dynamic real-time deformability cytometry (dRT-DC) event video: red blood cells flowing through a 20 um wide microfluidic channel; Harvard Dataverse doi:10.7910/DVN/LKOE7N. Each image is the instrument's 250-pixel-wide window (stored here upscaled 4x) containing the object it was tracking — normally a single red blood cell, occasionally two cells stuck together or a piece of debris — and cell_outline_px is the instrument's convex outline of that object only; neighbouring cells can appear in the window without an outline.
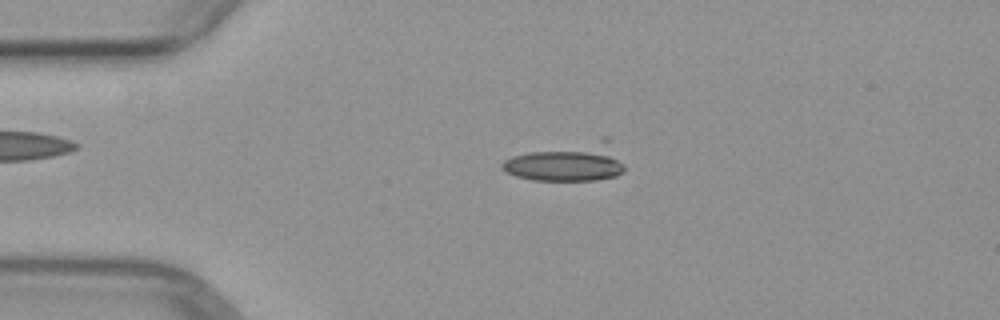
{"species": "common noctule bat (a hibernating species)", "species_latin": "Nyctalus noctula", "temperature_condition": "warm", "stored_images_in_passage": 2, "camera_frame_rate_fps": 3000, "um_per_image_px": 0.085, "animal": {"sex": "female", "body_mass_g": 29.2, "forearm_length_mm": 56.3}, "frame": {"image": 1, "passage_image": 1, "time_ms": 0.0, "image_size_px": [1000, 320], "cell_outline_px": [[624, 172], [616, 176], [596, 180], [532, 180], [516, 176], [500, 168], [500, 164], [504, 160], [512, 156], [604, 136], [608, 136], [624, 164]], "centroid_in_image_um": [48.32, 13.77], "position_along_channel_um": 36.7, "area_um2": 27.34}}